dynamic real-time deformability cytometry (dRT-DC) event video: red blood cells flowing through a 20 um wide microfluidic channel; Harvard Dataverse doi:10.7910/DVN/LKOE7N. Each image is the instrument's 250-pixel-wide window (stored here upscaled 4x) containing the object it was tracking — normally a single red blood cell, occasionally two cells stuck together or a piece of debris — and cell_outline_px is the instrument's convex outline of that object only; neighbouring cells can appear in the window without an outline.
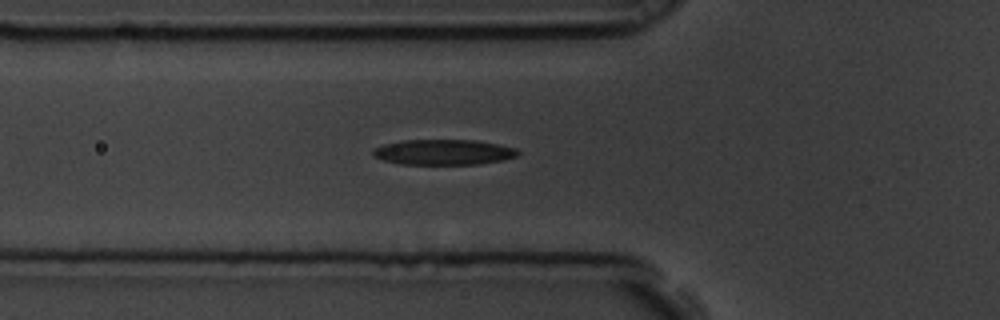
{"species": "common noctule bat (a hibernating species)", "species_latin": "Nyctalus noctula", "temperature_condition": "room temperature", "stored_images_in_passage": 7, "camera_frame_rate_fps": 3000, "um_per_image_px": 0.085, "animal": {"sex": "male", "body_mass_g": 19.5, "forearm_length_mm": 54.6}, "frame": {"image": 1, "passage_image": 7, "time_ms": 2.0, "image_size_px": [1000, 320], "cell_outline_px": [[520, 152], [516, 156], [504, 160], [480, 164], [400, 164], [384, 160], [372, 156], [372, 148], [384, 144], [400, 140], [476, 140], [516, 148]], "centroid_in_image_um": [37.67, 12.93], "position_along_channel_um": 88.1, "area_um2": 21.56}}